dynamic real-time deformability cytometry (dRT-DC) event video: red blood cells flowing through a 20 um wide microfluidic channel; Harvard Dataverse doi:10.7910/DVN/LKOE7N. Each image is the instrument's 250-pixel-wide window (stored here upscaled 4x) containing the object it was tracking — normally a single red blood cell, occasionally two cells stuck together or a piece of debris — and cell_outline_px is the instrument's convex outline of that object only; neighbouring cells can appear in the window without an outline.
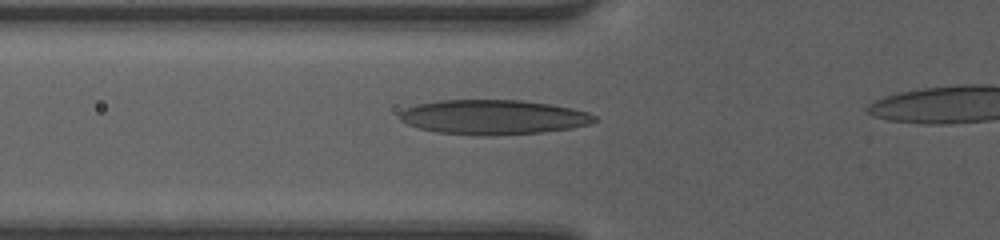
{"species": "human", "species_latin": "Homo sapiens", "temperature_condition": "room temperature", "stored_images_in_passage": 23, "camera_frame_rate_fps": 3000, "um_per_image_px": 0.085, "donor": {"sex": "female"}, "frame": {"image": 1, "passage_image": 5, "time_ms": 1.333, "image_size_px": [1000, 240], "cell_outline_px": [[596, 120], [588, 124], [572, 128], [540, 132], [436, 132], [420, 128], [408, 124], [400, 120], [396, 116], [404, 108], [416, 104], [440, 100], [520, 100], [548, 104], [572, 108], [588, 112], [596, 116]], "centroid_in_image_um": [41.9, 9.9], "position_along_channel_um": 83.9, "area_um2": 37.8}}
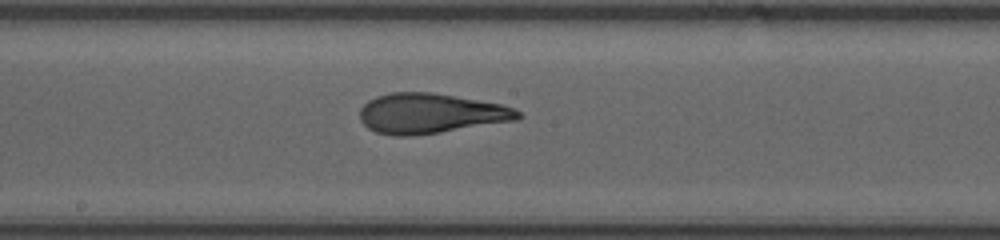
{"frame": {"image": 2, "passage_image": 12, "time_ms": 3.667, "image_size_px": [1000, 240], "cell_outline_px": [[524, 116], [516, 120], [440, 132], [408, 136], [396, 136], [376, 132], [368, 128], [360, 120], [360, 108], [368, 100], [376, 96], [392, 92], [432, 92], [500, 104], [512, 108], [520, 112]], "centroid_in_image_um": [36.56, 9.64], "position_along_channel_um": 211.6, "area_um2": 36.7}}
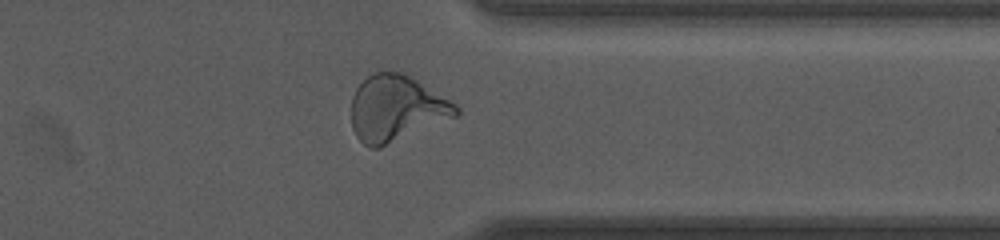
{"frame": {"image": 3, "passage_image": 22, "time_ms": 7.0, "image_size_px": [1000, 240], "cell_outline_px": [[460, 112], [456, 116], [380, 148], [372, 148], [364, 144], [356, 136], [352, 128], [352, 96], [356, 88], [372, 72], [400, 72], [416, 80], [456, 104], [460, 108]], "centroid_in_image_um": [33.66, 9.23], "position_along_channel_um": 377.7, "area_um2": 39.77}}